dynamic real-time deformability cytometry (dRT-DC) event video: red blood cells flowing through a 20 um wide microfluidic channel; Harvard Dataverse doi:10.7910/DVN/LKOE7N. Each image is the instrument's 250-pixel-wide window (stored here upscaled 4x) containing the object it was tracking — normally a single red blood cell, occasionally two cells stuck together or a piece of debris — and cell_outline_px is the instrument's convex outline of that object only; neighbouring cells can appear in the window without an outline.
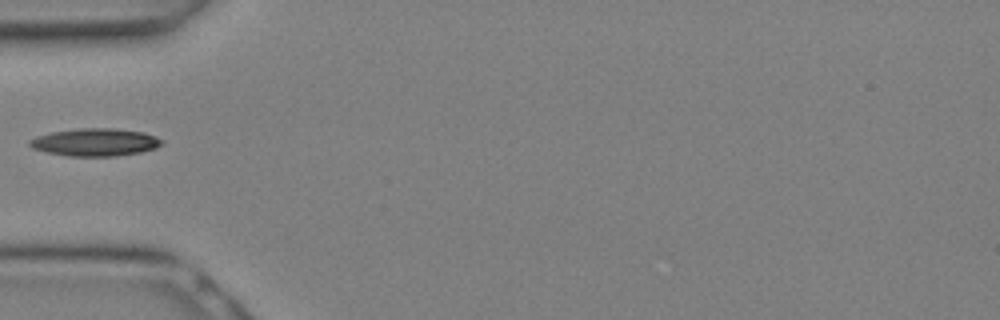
{"species": "Egyptian fruit bat (a non-hibernating species)", "species_latin": "Rousettus aegyptiacus", "temperature_condition": "warm", "stored_images_in_passage": 19, "camera_frame_rate_fps": 3000, "um_per_image_px": 0.085, "animal": {"sex": "female"}, "frame": {"image": 1, "passage_image": 1, "time_ms": 0.0, "image_size_px": [1000, 320], "cell_outline_px": [[164, 144], [156, 148], [140, 152], [116, 156], [68, 156], [48, 152], [32, 148], [28, 144], [28, 140], [36, 136], [52, 132], [80, 128], [116, 128], [144, 132], [156, 136], [164, 140]], "centroid_in_image_um": [8.12, 12.08], "position_along_channel_um": 76.9, "area_um2": 21.44}}
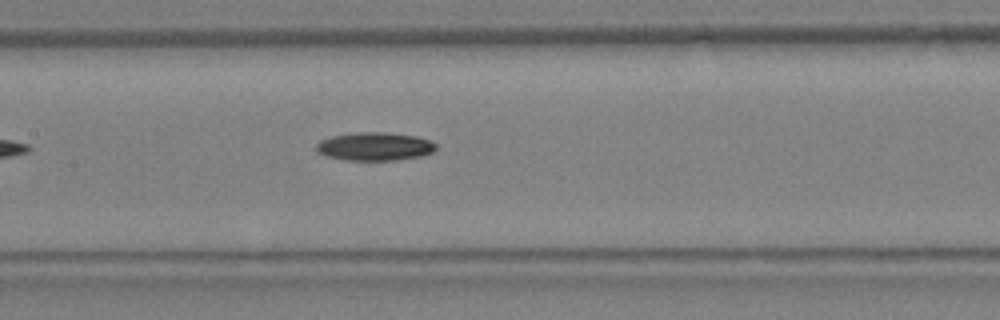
{"frame": {"image": 2, "passage_image": 5, "time_ms": 1.333, "image_size_px": [1000, 320], "cell_outline_px": [[436, 148], [432, 152], [420, 156], [396, 160], [348, 160], [328, 156], [316, 152], [316, 144], [320, 140], [332, 136], [356, 132], [388, 132], [416, 136], [428, 140], [436, 144]], "centroid_in_image_um": [31.84, 12.44], "position_along_channel_um": 175.6, "area_um2": 19.65}}
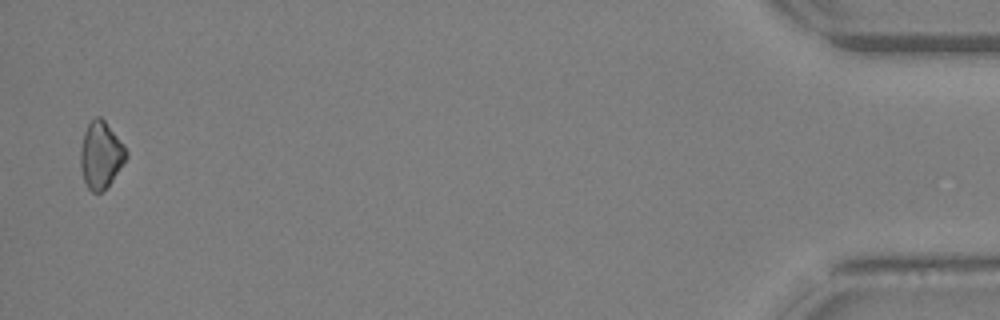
{"frame": {"image": 3, "passage_image": 19, "time_ms": 6.0, "image_size_px": [1000, 320], "cell_outline_px": [[128, 156], [112, 180], [100, 192], [92, 192], [88, 188], [84, 180], [80, 168], [80, 148], [84, 132], [88, 124], [96, 116], [100, 116], [104, 120], [124, 144], [128, 152]], "centroid_in_image_um": [8.56, 13.15], "position_along_channel_um": 426.6, "area_um2": 17.69}}